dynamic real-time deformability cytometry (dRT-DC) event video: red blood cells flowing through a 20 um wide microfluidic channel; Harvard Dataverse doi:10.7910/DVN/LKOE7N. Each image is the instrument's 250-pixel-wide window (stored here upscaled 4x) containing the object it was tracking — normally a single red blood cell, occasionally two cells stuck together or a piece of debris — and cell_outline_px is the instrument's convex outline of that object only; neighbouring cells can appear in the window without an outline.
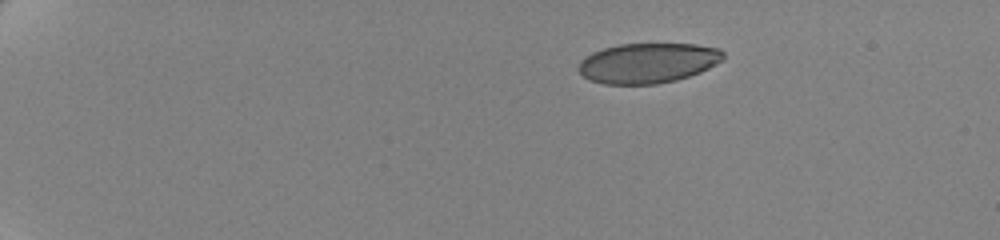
{"species": "human", "species_latin": "Homo sapiens", "temperature_condition": "cold", "stored_images_in_passage": 50, "camera_frame_rate_fps": 3000, "um_per_image_px": 0.085, "donor": {"sex": "female"}, "frame": {"image": 1, "passage_image": 1, "time_ms": 0.0, "image_size_px": [1000, 240], "cell_outline_px": [[724, 60], [700, 72], [676, 80], [656, 84], [604, 84], [592, 80], [584, 76], [576, 68], [580, 60], [592, 52], [604, 48], [620, 44], [696, 44], [720, 48], [724, 52]], "centroid_in_image_um": [55.08, 5.35], "position_along_channel_um": 29.9, "area_um2": 33.87}}
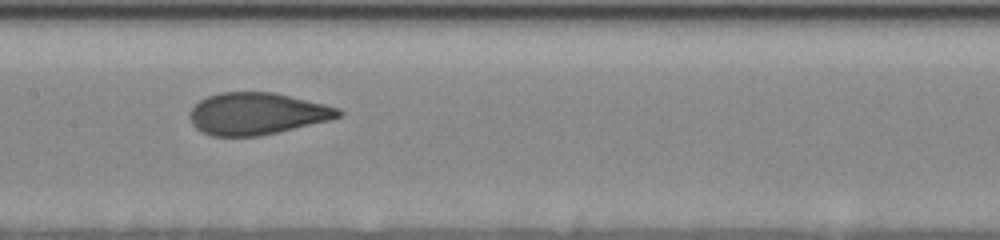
{"frame": {"image": 2, "passage_image": 24, "time_ms": 7.667, "image_size_px": [1000, 240], "cell_outline_px": [[344, 112], [340, 116], [328, 120], [276, 132], [256, 136], [212, 136], [200, 132], [192, 124], [188, 116], [188, 112], [200, 100], [208, 96], [220, 92], [272, 92], [324, 104], [340, 108]], "centroid_in_image_um": [21.78, 9.66], "position_along_channel_um": 185.6, "area_um2": 36.13}}
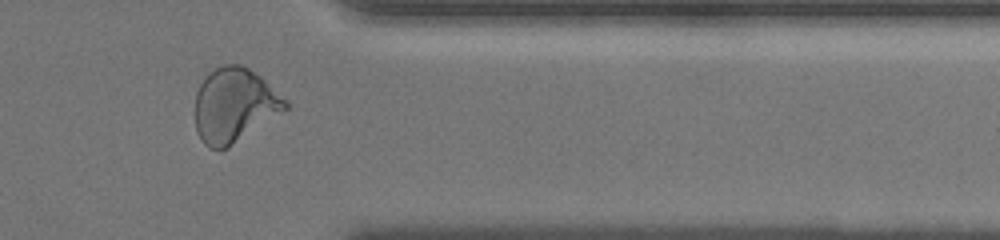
{"frame": {"image": 3, "passage_image": 42, "time_ms": 13.667, "image_size_px": [1000, 240], "cell_outline_px": [[288, 108], [228, 148], [208, 148], [200, 140], [196, 132], [196, 92], [200, 84], [208, 72], [224, 64], [240, 64], [248, 68], [260, 76], [288, 100]], "centroid_in_image_um": [19.91, 8.94], "position_along_channel_um": 391.5, "area_um2": 38.96}, "authors_computed_cell_mechanics": {"area_um2": 36.7608, "velocity_mm_per_s": 3.487, "shape_relaxation_time_tau1_ms": 9.6152, "shape_relaxation_time_tau2_ms": 0.6976, "deformation_change_tau1": 0.2499, "deformation_change_tau2": 0.0575}}